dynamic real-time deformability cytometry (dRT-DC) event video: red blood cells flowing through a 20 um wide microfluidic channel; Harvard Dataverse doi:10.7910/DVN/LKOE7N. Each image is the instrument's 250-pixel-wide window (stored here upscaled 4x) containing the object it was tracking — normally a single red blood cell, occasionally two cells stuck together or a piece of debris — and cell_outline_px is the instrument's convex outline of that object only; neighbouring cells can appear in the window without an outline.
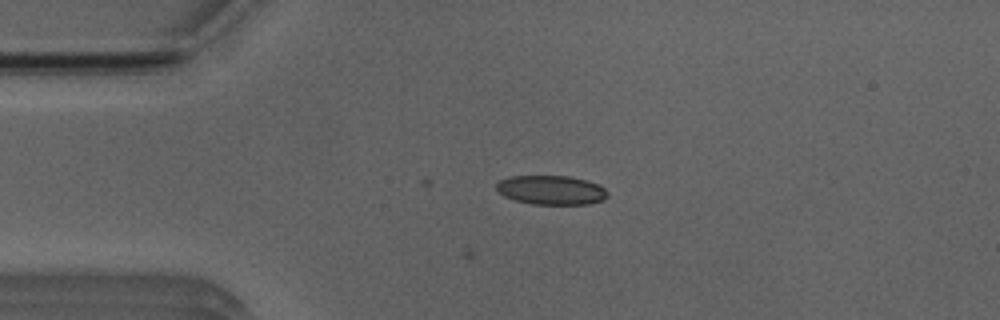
{"species": "Egyptian fruit bat (a non-hibernating species)", "species_latin": "Rousettus aegyptiacus", "temperature_condition": "room temperature", "stored_images_in_passage": 8, "camera_frame_rate_fps": 3000, "um_per_image_px": 0.085, "animal": {"sex": "male"}, "frame": {"image": 1, "passage_image": 1, "time_ms": 0.0, "image_size_px": [1000, 320], "cell_outline_px": [[608, 196], [604, 200], [588, 204], [532, 204], [516, 200], [504, 196], [496, 188], [496, 184], [500, 180], [512, 176], [568, 176], [588, 180], [600, 184], [608, 192]], "centroid_in_image_um": [46.9, 16.15], "position_along_channel_um": 38.1, "area_um2": 18.96}}